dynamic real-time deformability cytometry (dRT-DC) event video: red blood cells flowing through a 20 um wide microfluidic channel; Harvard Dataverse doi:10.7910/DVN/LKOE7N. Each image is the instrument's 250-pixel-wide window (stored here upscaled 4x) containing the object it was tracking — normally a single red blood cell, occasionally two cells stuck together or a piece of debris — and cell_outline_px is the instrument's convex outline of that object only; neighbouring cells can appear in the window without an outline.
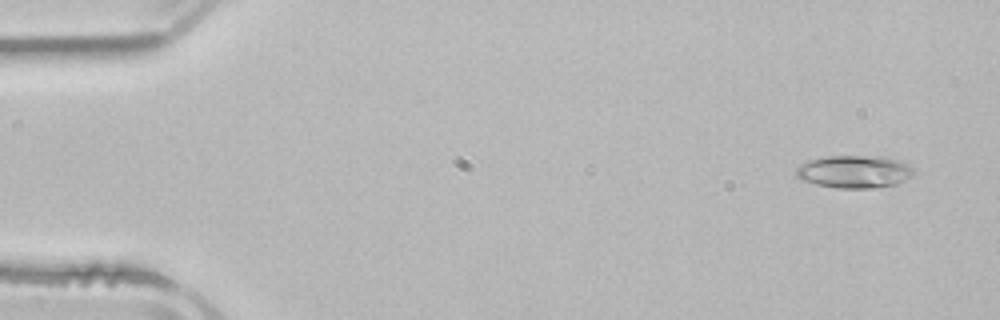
{"species": "common noctule bat (a hibernating species)", "species_latin": "Nyctalus noctula", "temperature_condition": "room temperature", "stored_images_in_passage": 4, "camera_frame_rate_fps": 3000, "um_per_image_px": 0.085, "animal": {"sex": "male", "body_mass_g": 21.5, "forearm_length_mm": 52.0}, "frame": {"image": 1, "passage_image": 1, "time_ms": 0.0, "image_size_px": [1000, 320], "cell_outline_px": [[916, 172], [912, 176], [896, 184], [876, 188], [836, 188], [816, 184], [800, 180], [796, 176], [796, 168], [812, 160], [824, 156], [884, 156], [900, 160], [912, 168]], "centroid_in_image_um": [72.65, 14.6], "position_along_channel_um": 12.4, "area_um2": 22.43}}
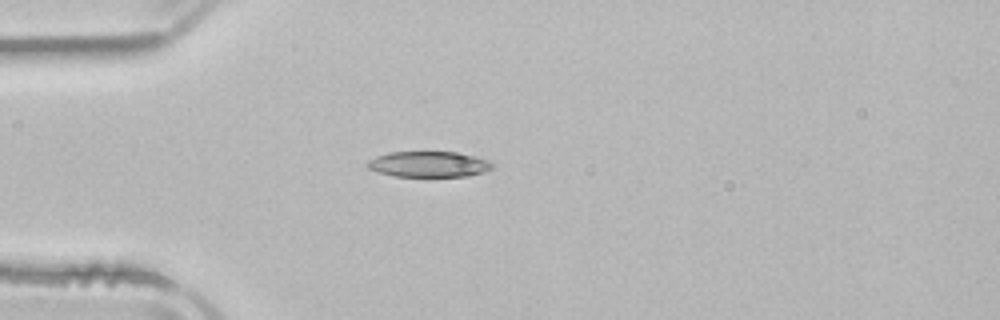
{"frame": {"image": 2, "passage_image": 3, "time_ms": 3.667, "image_size_px": [1000, 320], "cell_outline_px": [[492, 168], [484, 172], [468, 176], [392, 176], [368, 168], [364, 164], [368, 160], [376, 156], [388, 152], [460, 152], [488, 160], [492, 164]], "centroid_in_image_um": [36.42, 13.95], "position_along_channel_um": 48.6, "area_um2": 18.73}}